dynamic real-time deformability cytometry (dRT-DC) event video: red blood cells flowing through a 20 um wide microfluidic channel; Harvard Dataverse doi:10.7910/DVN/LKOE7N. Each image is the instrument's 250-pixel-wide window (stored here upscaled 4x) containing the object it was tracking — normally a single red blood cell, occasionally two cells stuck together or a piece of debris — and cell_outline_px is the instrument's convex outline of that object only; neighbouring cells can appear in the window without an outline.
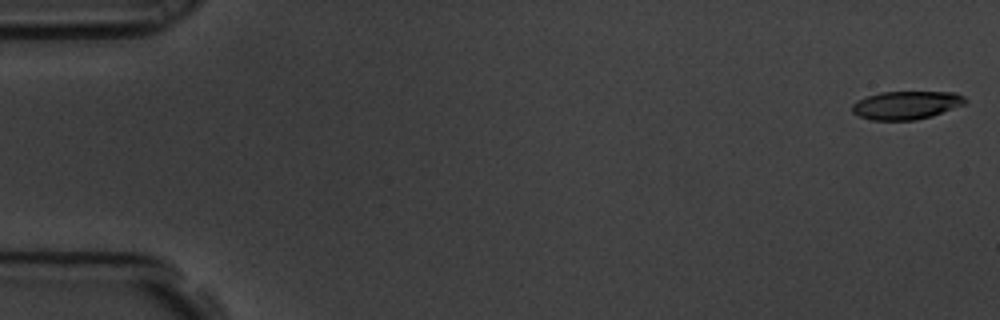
{"species": "common noctule bat (a hibernating species)", "species_latin": "Nyctalus noctula", "temperature_condition": "room temperature", "stored_images_in_passage": 4, "camera_frame_rate_fps": 3000, "um_per_image_px": 0.085, "animal": {"sex": "male", "body_mass_g": 19.5, "forearm_length_mm": 54.6}, "frame": {"image": 1, "passage_image": 1, "time_ms": 0.0, "image_size_px": [1000, 320], "cell_outline_px": [[968, 100], [964, 104], [932, 116], [916, 120], [872, 120], [860, 116], [852, 112], [852, 104], [856, 100], [880, 92], [956, 92], [964, 96]], "centroid_in_image_um": [77.03, 8.93], "position_along_channel_um": 8.0, "area_um2": 18.61}}